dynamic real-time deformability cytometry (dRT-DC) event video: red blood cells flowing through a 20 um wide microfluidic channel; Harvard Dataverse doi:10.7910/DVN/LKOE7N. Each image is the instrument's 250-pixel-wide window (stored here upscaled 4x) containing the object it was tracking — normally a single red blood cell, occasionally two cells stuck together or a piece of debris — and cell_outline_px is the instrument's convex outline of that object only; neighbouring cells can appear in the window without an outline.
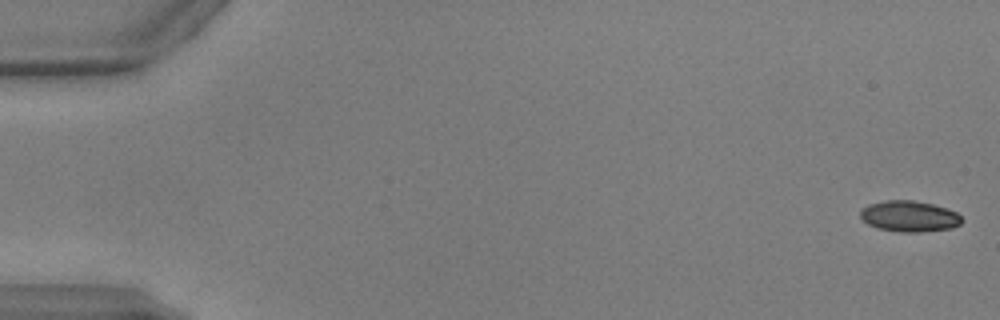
{"species": "common noctule bat (a hibernating species)", "species_latin": "Nyctalus noctula", "temperature_condition": "warm", "stored_images_in_passage": 52, "camera_frame_rate_fps": 3000, "um_per_image_px": 0.085, "animal": {"sex": "male", "body_mass_g": 17.9, "forearm_length_mm": 54.2}, "frame": {"image": 1, "passage_image": 1, "time_ms": 0.0, "image_size_px": [1000, 320], "cell_outline_px": [[964, 220], [960, 224], [952, 228], [920, 232], [900, 232], [880, 228], [868, 224], [860, 216], [860, 208], [868, 204], [884, 200], [912, 200], [932, 204], [956, 212]], "centroid_in_image_um": [77.28, 18.38], "position_along_channel_um": 7.7, "area_um2": 18.26}}
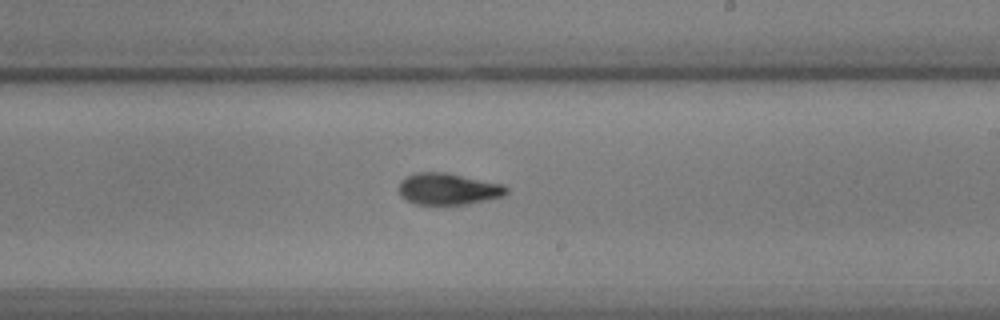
{"frame": {"image": 2, "passage_image": 31, "time_ms": 10.0, "image_size_px": [1000, 320], "cell_outline_px": [[508, 192], [504, 196], [468, 204], [416, 204], [400, 196], [400, 180], [416, 172], [444, 172], [504, 184], [508, 188]], "centroid_in_image_um": [38.12, 16.06], "position_along_channel_um": 250.9, "area_um2": 19.71}}
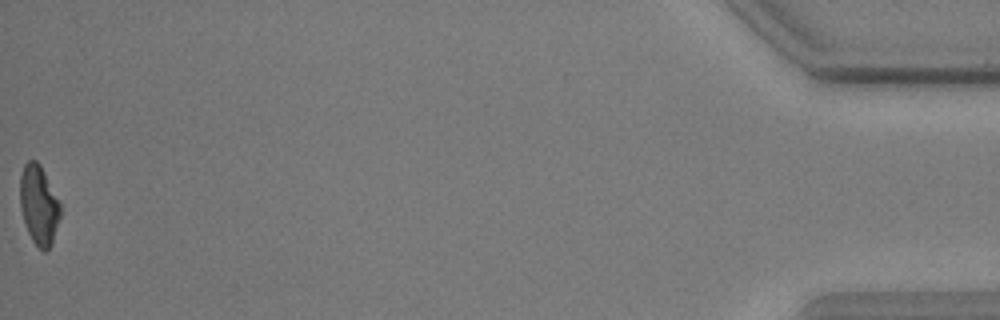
{"frame": {"image": 3, "passage_image": 52, "time_ms": 17.0, "image_size_px": [1000, 320], "cell_outline_px": [[60, 216], [52, 244], [44, 252], [32, 240], [28, 232], [20, 208], [20, 176], [24, 164], [28, 160], [36, 160], [40, 164], [60, 204]], "centroid_in_image_um": [3.29, 17.41], "position_along_channel_um": 431.9, "area_um2": 18.38}, "authors_computed_cell_mechanics": {"area_um2": 19.4786, "velocity_mm_per_s": 3.9234, "shape_relaxation_time_tau1_ms": 4.3552, "shape_relaxation_time_tau2_ms": 2.3909, "deformation_change_tau1": 0.1575, "deformation_change_tau2": 0.0906}}